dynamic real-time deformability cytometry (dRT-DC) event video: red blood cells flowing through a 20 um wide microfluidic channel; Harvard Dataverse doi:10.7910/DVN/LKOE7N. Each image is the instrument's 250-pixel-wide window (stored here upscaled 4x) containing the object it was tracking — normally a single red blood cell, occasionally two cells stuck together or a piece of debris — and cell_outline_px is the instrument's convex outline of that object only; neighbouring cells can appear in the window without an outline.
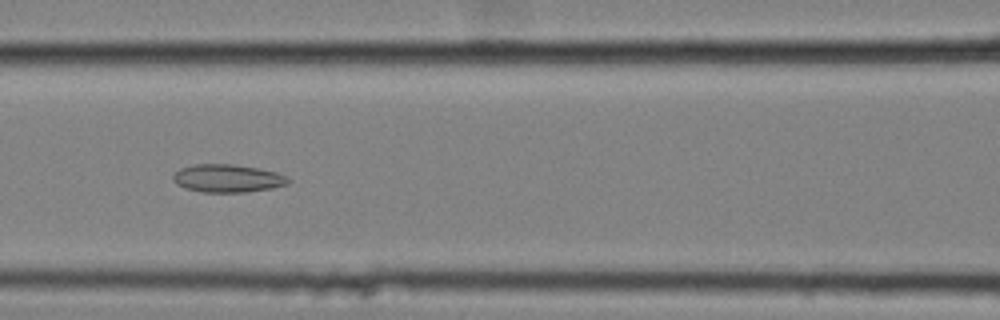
{"species": "common noctule bat (a hibernating species)", "species_latin": "Nyctalus noctula", "temperature_condition": "cold", "stored_images_in_passage": 55, "camera_frame_rate_fps": 3000, "um_per_image_px": 0.085, "animal": {"sex": "female", "body_mass_g": 25.1}, "frame": {"image": 1, "passage_image": 26, "time_ms": 8.333, "image_size_px": [1000, 320], "cell_outline_px": [[292, 180], [288, 184], [272, 188], [244, 192], [200, 192], [184, 188], [176, 184], [172, 180], [172, 176], [180, 168], [196, 164], [232, 164], [260, 168], [276, 172], [288, 176]], "centroid_in_image_um": [19.35, 15.16], "position_along_channel_um": 147.2, "area_um2": 18.96}}
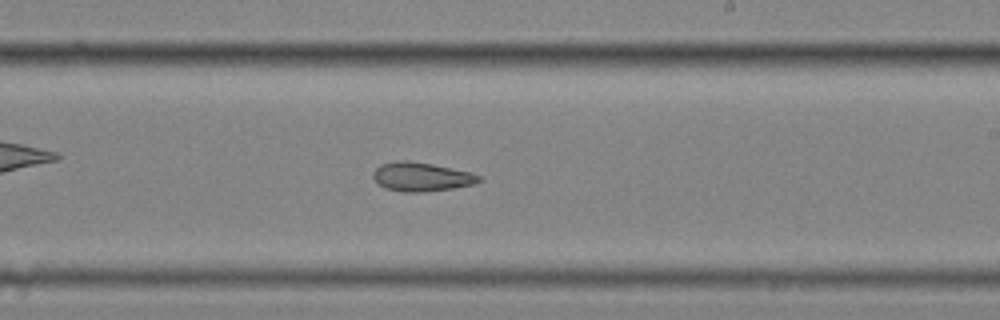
{"frame": {"image": 2, "passage_image": 35, "time_ms": 11.333, "image_size_px": [1000, 320], "cell_outline_px": [[480, 180], [476, 184], [452, 188], [424, 192], [404, 192], [388, 188], [380, 184], [372, 176], [372, 172], [380, 164], [396, 160], [408, 160], [432, 164], [472, 172], [480, 176]], "centroid_in_image_um": [35.83, 15.01], "position_along_channel_um": 253.2, "area_um2": 17.8}}
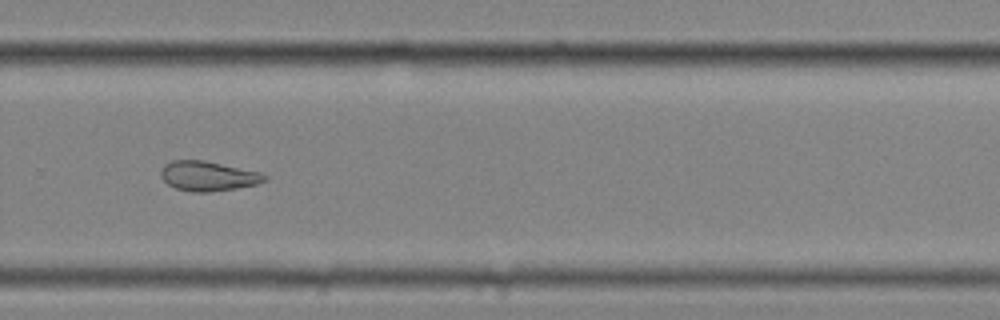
{"frame": {"image": 3, "passage_image": 40, "time_ms": 13.0, "image_size_px": [1000, 320], "cell_outline_px": [[268, 180], [256, 184], [236, 188], [208, 192], [192, 192], [176, 188], [168, 184], [160, 176], [160, 172], [164, 164], [172, 160], [204, 160], [260, 172], [268, 176]], "centroid_in_image_um": [17.68, 14.96], "position_along_channel_um": 312.1, "area_um2": 17.98}}